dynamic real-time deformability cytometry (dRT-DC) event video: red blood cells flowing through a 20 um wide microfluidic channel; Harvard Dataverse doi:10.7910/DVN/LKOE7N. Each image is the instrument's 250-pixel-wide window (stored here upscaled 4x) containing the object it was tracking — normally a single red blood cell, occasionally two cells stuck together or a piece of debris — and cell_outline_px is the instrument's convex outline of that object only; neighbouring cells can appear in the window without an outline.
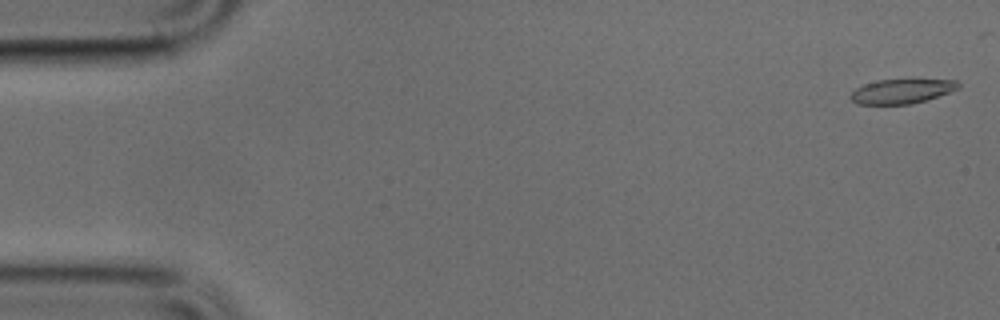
{"species": "common noctule bat (a hibernating species)", "species_latin": "Nyctalus noctula", "temperature_condition": "cold", "stored_images_in_passage": 26, "camera_frame_rate_fps": 3000, "um_per_image_px": 0.085, "animal": {"sex": "male", "body_mass_g": 17.9, "forearm_length_mm": 54.2}, "frame": {"image": 1, "passage_image": 1, "time_ms": 0.0, "image_size_px": [1000, 320], "cell_outline_px": [[960, 88], [912, 104], [856, 104], [852, 100], [852, 92], [856, 88], [864, 84], [876, 80], [912, 76], [956, 80], [960, 84]], "centroid_in_image_um": [76.71, 7.68], "position_along_channel_um": 8.3, "area_um2": 16.18}}
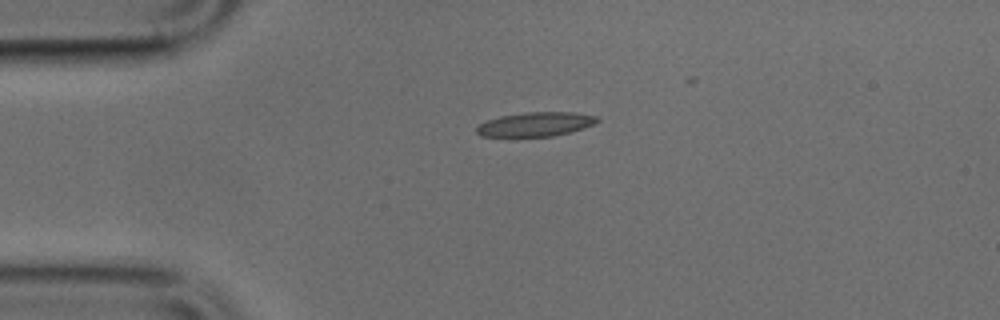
{"frame": {"image": 2, "passage_image": 11, "time_ms": 3.333, "image_size_px": [1000, 320], "cell_outline_px": [[600, 120], [584, 128], [552, 136], [480, 136], [476, 132], [476, 128], [480, 124], [488, 120], [500, 116], [524, 112], [572, 112], [596, 116]], "centroid_in_image_um": [45.51, 10.55], "position_along_channel_um": 39.5, "area_um2": 16.76}}
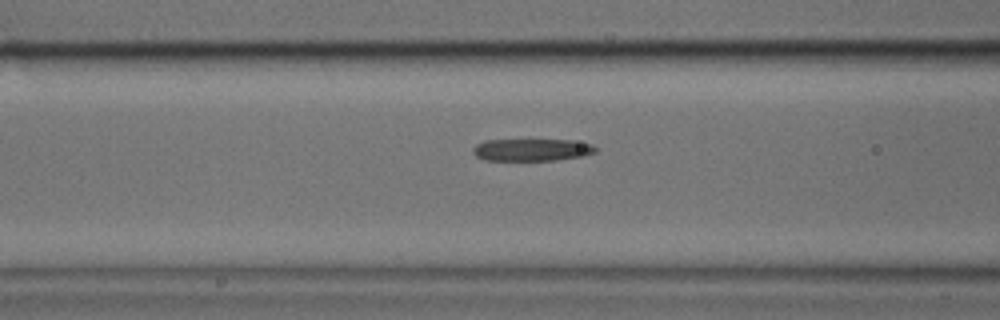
{"frame": {"image": 3, "passage_image": 19, "time_ms": 6.0, "image_size_px": [1000, 320], "cell_outline_px": [[596, 152], [584, 156], [556, 160], [484, 160], [476, 156], [472, 152], [472, 148], [476, 144], [484, 140], [572, 140], [592, 144], [596, 148]], "centroid_in_image_um": [45.19, 12.73], "position_along_channel_um": 121.4, "area_um2": 15.95}}